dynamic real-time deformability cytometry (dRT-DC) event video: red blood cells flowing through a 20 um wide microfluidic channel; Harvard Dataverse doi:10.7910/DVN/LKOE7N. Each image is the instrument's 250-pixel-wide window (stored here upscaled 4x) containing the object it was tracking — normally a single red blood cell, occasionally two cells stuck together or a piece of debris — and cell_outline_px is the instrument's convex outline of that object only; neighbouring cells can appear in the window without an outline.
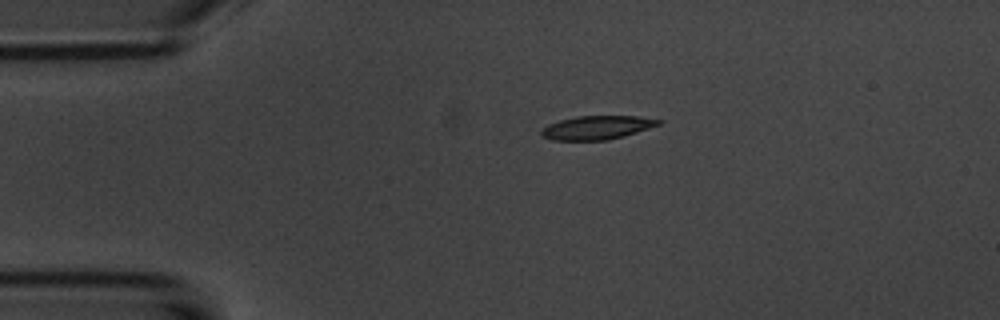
{"species": "common noctule bat (a hibernating species)", "species_latin": "Nyctalus noctula", "temperature_condition": "room temperature", "stored_images_in_passage": 44, "camera_frame_rate_fps": 3000, "um_per_image_px": 0.085, "animal": {"sex": "male", "body_mass_g": 20.1, "forearm_length_mm": 53.5}, "frame": {"image": 1, "passage_image": 1, "time_ms": 0.0, "image_size_px": [1000, 320], "cell_outline_px": [[664, 120], [660, 124], [624, 136], [608, 140], [552, 140], [540, 136], [540, 132], [548, 124], [560, 120], [576, 116], [636, 116]], "centroid_in_image_um": [50.72, 10.84], "position_along_channel_um": 34.3, "area_um2": 16.13}}
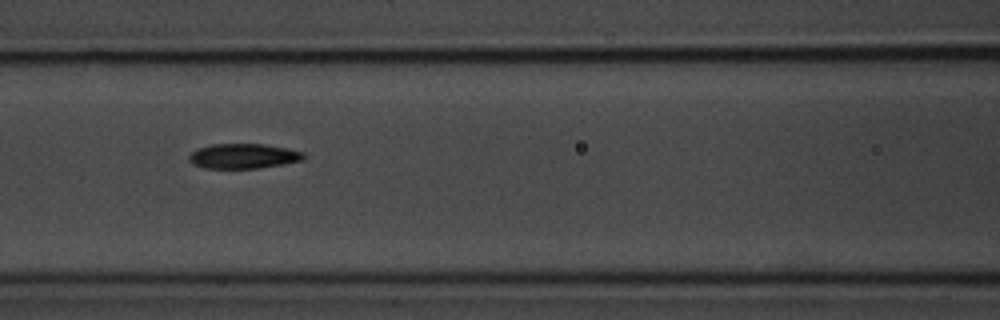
{"frame": {"image": 2, "passage_image": 13, "time_ms": 4.0, "image_size_px": [1000, 320], "cell_outline_px": [[304, 160], [284, 164], [256, 168], [204, 168], [192, 164], [188, 160], [188, 156], [192, 152], [200, 148], [212, 144], [264, 144], [288, 148], [304, 152]], "centroid_in_image_um": [20.7, 13.27], "position_along_channel_um": 145.9, "area_um2": 16.65}}
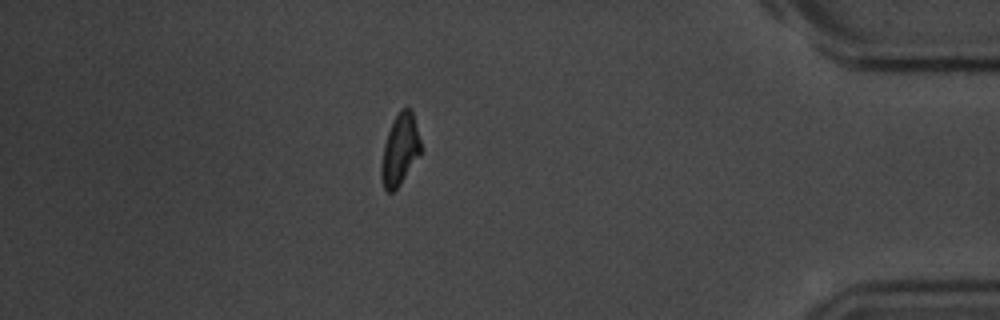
{"frame": {"image": 3, "passage_image": 37, "time_ms": 12.0, "image_size_px": [1000, 320], "cell_outline_px": [[420, 156], [400, 184], [392, 192], [388, 192], [384, 188], [380, 176], [380, 168], [384, 144], [392, 120], [400, 108], [408, 108], [412, 112], [420, 140]], "centroid_in_image_um": [33.97, 12.73], "position_along_channel_um": 401.2, "area_um2": 16.3}, "authors_computed_cell_mechanics": {"area_um2": 16.7331, "velocity_mm_per_s": 3.7059, "shape_relaxation_time_tau1_ms": 2.9189, "shape_relaxation_time_tau2_ms": 2.2136, "deformation_change_tau1": 0.1584, "deformation_change_tau2": 0.0862}}